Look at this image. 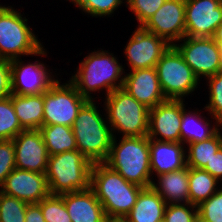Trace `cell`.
Listing matches in <instances>:
<instances>
[{
    "label": "cell",
    "mask_w": 222,
    "mask_h": 222,
    "mask_svg": "<svg viewBox=\"0 0 222 222\" xmlns=\"http://www.w3.org/2000/svg\"><path fill=\"white\" fill-rule=\"evenodd\" d=\"M90 189L102 204L107 219H124L143 188L128 182L105 163H94L91 168Z\"/></svg>",
    "instance_id": "obj_1"
},
{
    "label": "cell",
    "mask_w": 222,
    "mask_h": 222,
    "mask_svg": "<svg viewBox=\"0 0 222 222\" xmlns=\"http://www.w3.org/2000/svg\"><path fill=\"white\" fill-rule=\"evenodd\" d=\"M94 100H87L72 125L78 150L92 163H104L114 134L99 114Z\"/></svg>",
    "instance_id": "obj_2"
},
{
    "label": "cell",
    "mask_w": 222,
    "mask_h": 222,
    "mask_svg": "<svg viewBox=\"0 0 222 222\" xmlns=\"http://www.w3.org/2000/svg\"><path fill=\"white\" fill-rule=\"evenodd\" d=\"M115 139L113 137L104 163L128 182L150 187L153 181L150 179L149 137H122L118 144Z\"/></svg>",
    "instance_id": "obj_3"
},
{
    "label": "cell",
    "mask_w": 222,
    "mask_h": 222,
    "mask_svg": "<svg viewBox=\"0 0 222 222\" xmlns=\"http://www.w3.org/2000/svg\"><path fill=\"white\" fill-rule=\"evenodd\" d=\"M79 65L77 74L69 81L87 100L92 98L90 91L106 88L108 96L112 91L123 87L124 77L121 75L124 69L116 57L107 51L92 52Z\"/></svg>",
    "instance_id": "obj_4"
},
{
    "label": "cell",
    "mask_w": 222,
    "mask_h": 222,
    "mask_svg": "<svg viewBox=\"0 0 222 222\" xmlns=\"http://www.w3.org/2000/svg\"><path fill=\"white\" fill-rule=\"evenodd\" d=\"M92 165L79 150L49 156L45 173L49 193L61 195L89 189Z\"/></svg>",
    "instance_id": "obj_5"
},
{
    "label": "cell",
    "mask_w": 222,
    "mask_h": 222,
    "mask_svg": "<svg viewBox=\"0 0 222 222\" xmlns=\"http://www.w3.org/2000/svg\"><path fill=\"white\" fill-rule=\"evenodd\" d=\"M0 6V59L14 60L21 55H45L46 52L27 19L13 7Z\"/></svg>",
    "instance_id": "obj_6"
},
{
    "label": "cell",
    "mask_w": 222,
    "mask_h": 222,
    "mask_svg": "<svg viewBox=\"0 0 222 222\" xmlns=\"http://www.w3.org/2000/svg\"><path fill=\"white\" fill-rule=\"evenodd\" d=\"M105 99L111 131L122 132V137L148 135L149 108L138 102L123 88L112 91Z\"/></svg>",
    "instance_id": "obj_7"
},
{
    "label": "cell",
    "mask_w": 222,
    "mask_h": 222,
    "mask_svg": "<svg viewBox=\"0 0 222 222\" xmlns=\"http://www.w3.org/2000/svg\"><path fill=\"white\" fill-rule=\"evenodd\" d=\"M155 68L166 99L182 100L183 96L197 88L199 79L173 45L162 55Z\"/></svg>",
    "instance_id": "obj_8"
},
{
    "label": "cell",
    "mask_w": 222,
    "mask_h": 222,
    "mask_svg": "<svg viewBox=\"0 0 222 222\" xmlns=\"http://www.w3.org/2000/svg\"><path fill=\"white\" fill-rule=\"evenodd\" d=\"M86 101L71 82L60 85L56 80L49 90L44 92L43 125L60 124L72 127L78 111Z\"/></svg>",
    "instance_id": "obj_9"
},
{
    "label": "cell",
    "mask_w": 222,
    "mask_h": 222,
    "mask_svg": "<svg viewBox=\"0 0 222 222\" xmlns=\"http://www.w3.org/2000/svg\"><path fill=\"white\" fill-rule=\"evenodd\" d=\"M183 41L180 45L173 43V46L198 79L200 76L208 78L222 71V48L212 37L185 36Z\"/></svg>",
    "instance_id": "obj_10"
},
{
    "label": "cell",
    "mask_w": 222,
    "mask_h": 222,
    "mask_svg": "<svg viewBox=\"0 0 222 222\" xmlns=\"http://www.w3.org/2000/svg\"><path fill=\"white\" fill-rule=\"evenodd\" d=\"M164 38L170 45L185 37V0H166L142 26Z\"/></svg>",
    "instance_id": "obj_11"
},
{
    "label": "cell",
    "mask_w": 222,
    "mask_h": 222,
    "mask_svg": "<svg viewBox=\"0 0 222 222\" xmlns=\"http://www.w3.org/2000/svg\"><path fill=\"white\" fill-rule=\"evenodd\" d=\"M170 46L164 38L138 27L125 46L124 53L133 71L156 67L157 62Z\"/></svg>",
    "instance_id": "obj_12"
},
{
    "label": "cell",
    "mask_w": 222,
    "mask_h": 222,
    "mask_svg": "<svg viewBox=\"0 0 222 222\" xmlns=\"http://www.w3.org/2000/svg\"><path fill=\"white\" fill-rule=\"evenodd\" d=\"M221 23L219 0H185V36L213 37Z\"/></svg>",
    "instance_id": "obj_13"
},
{
    "label": "cell",
    "mask_w": 222,
    "mask_h": 222,
    "mask_svg": "<svg viewBox=\"0 0 222 222\" xmlns=\"http://www.w3.org/2000/svg\"><path fill=\"white\" fill-rule=\"evenodd\" d=\"M12 141L16 168L46 173L49 154L39 129L23 130Z\"/></svg>",
    "instance_id": "obj_14"
},
{
    "label": "cell",
    "mask_w": 222,
    "mask_h": 222,
    "mask_svg": "<svg viewBox=\"0 0 222 222\" xmlns=\"http://www.w3.org/2000/svg\"><path fill=\"white\" fill-rule=\"evenodd\" d=\"M6 195L16 197L27 204L39 203L49 193L45 173L15 168L0 188Z\"/></svg>",
    "instance_id": "obj_15"
},
{
    "label": "cell",
    "mask_w": 222,
    "mask_h": 222,
    "mask_svg": "<svg viewBox=\"0 0 222 222\" xmlns=\"http://www.w3.org/2000/svg\"><path fill=\"white\" fill-rule=\"evenodd\" d=\"M181 120L182 100L167 99L150 109L147 136L158 141L181 142ZM157 135L163 138L158 139Z\"/></svg>",
    "instance_id": "obj_16"
},
{
    "label": "cell",
    "mask_w": 222,
    "mask_h": 222,
    "mask_svg": "<svg viewBox=\"0 0 222 222\" xmlns=\"http://www.w3.org/2000/svg\"><path fill=\"white\" fill-rule=\"evenodd\" d=\"M18 59L11 60L12 93L16 95H39L49 90L57 80L52 79L42 63L22 64Z\"/></svg>",
    "instance_id": "obj_17"
},
{
    "label": "cell",
    "mask_w": 222,
    "mask_h": 222,
    "mask_svg": "<svg viewBox=\"0 0 222 222\" xmlns=\"http://www.w3.org/2000/svg\"><path fill=\"white\" fill-rule=\"evenodd\" d=\"M122 88L149 109L167 100L155 67L131 71L124 76Z\"/></svg>",
    "instance_id": "obj_18"
},
{
    "label": "cell",
    "mask_w": 222,
    "mask_h": 222,
    "mask_svg": "<svg viewBox=\"0 0 222 222\" xmlns=\"http://www.w3.org/2000/svg\"><path fill=\"white\" fill-rule=\"evenodd\" d=\"M61 196L72 222H106L103 206L90 188Z\"/></svg>",
    "instance_id": "obj_19"
},
{
    "label": "cell",
    "mask_w": 222,
    "mask_h": 222,
    "mask_svg": "<svg viewBox=\"0 0 222 222\" xmlns=\"http://www.w3.org/2000/svg\"><path fill=\"white\" fill-rule=\"evenodd\" d=\"M181 142L158 141L149 138L150 169L157 176L180 170L187 166Z\"/></svg>",
    "instance_id": "obj_20"
},
{
    "label": "cell",
    "mask_w": 222,
    "mask_h": 222,
    "mask_svg": "<svg viewBox=\"0 0 222 222\" xmlns=\"http://www.w3.org/2000/svg\"><path fill=\"white\" fill-rule=\"evenodd\" d=\"M159 186L152 183L151 187L162 197L166 204L189 203V167L158 175ZM168 201V202H167Z\"/></svg>",
    "instance_id": "obj_21"
},
{
    "label": "cell",
    "mask_w": 222,
    "mask_h": 222,
    "mask_svg": "<svg viewBox=\"0 0 222 222\" xmlns=\"http://www.w3.org/2000/svg\"><path fill=\"white\" fill-rule=\"evenodd\" d=\"M166 206L165 201L151 186L143 188L124 220L126 222H158L164 218Z\"/></svg>",
    "instance_id": "obj_22"
},
{
    "label": "cell",
    "mask_w": 222,
    "mask_h": 222,
    "mask_svg": "<svg viewBox=\"0 0 222 222\" xmlns=\"http://www.w3.org/2000/svg\"><path fill=\"white\" fill-rule=\"evenodd\" d=\"M18 121L24 130L40 129L44 118V93L10 96Z\"/></svg>",
    "instance_id": "obj_23"
},
{
    "label": "cell",
    "mask_w": 222,
    "mask_h": 222,
    "mask_svg": "<svg viewBox=\"0 0 222 222\" xmlns=\"http://www.w3.org/2000/svg\"><path fill=\"white\" fill-rule=\"evenodd\" d=\"M183 102L184 101L182 99V120H181V125H180V136H181L182 144L184 142L190 144L194 142L207 140L210 137H212L218 130H220L218 127L222 126V124L215 125V127L213 128V126L211 127L209 125L210 123H208V120L207 122H205L204 121L205 119L202 118V116L197 115L198 114L197 112L191 113L189 111L187 113L185 111L186 109L184 107Z\"/></svg>",
    "instance_id": "obj_24"
},
{
    "label": "cell",
    "mask_w": 222,
    "mask_h": 222,
    "mask_svg": "<svg viewBox=\"0 0 222 222\" xmlns=\"http://www.w3.org/2000/svg\"><path fill=\"white\" fill-rule=\"evenodd\" d=\"M39 130L49 156L78 150L72 127L53 124L43 125Z\"/></svg>",
    "instance_id": "obj_25"
},
{
    "label": "cell",
    "mask_w": 222,
    "mask_h": 222,
    "mask_svg": "<svg viewBox=\"0 0 222 222\" xmlns=\"http://www.w3.org/2000/svg\"><path fill=\"white\" fill-rule=\"evenodd\" d=\"M218 180L208 171L189 167V203L199 206L217 191Z\"/></svg>",
    "instance_id": "obj_26"
},
{
    "label": "cell",
    "mask_w": 222,
    "mask_h": 222,
    "mask_svg": "<svg viewBox=\"0 0 222 222\" xmlns=\"http://www.w3.org/2000/svg\"><path fill=\"white\" fill-rule=\"evenodd\" d=\"M186 163L190 168L203 169L213 154L222 147V135L217 131L207 140L188 144Z\"/></svg>",
    "instance_id": "obj_27"
},
{
    "label": "cell",
    "mask_w": 222,
    "mask_h": 222,
    "mask_svg": "<svg viewBox=\"0 0 222 222\" xmlns=\"http://www.w3.org/2000/svg\"><path fill=\"white\" fill-rule=\"evenodd\" d=\"M23 130L14 111L11 97L0 100V140H12Z\"/></svg>",
    "instance_id": "obj_28"
},
{
    "label": "cell",
    "mask_w": 222,
    "mask_h": 222,
    "mask_svg": "<svg viewBox=\"0 0 222 222\" xmlns=\"http://www.w3.org/2000/svg\"><path fill=\"white\" fill-rule=\"evenodd\" d=\"M37 204L45 222H72L61 195L49 194Z\"/></svg>",
    "instance_id": "obj_29"
},
{
    "label": "cell",
    "mask_w": 222,
    "mask_h": 222,
    "mask_svg": "<svg viewBox=\"0 0 222 222\" xmlns=\"http://www.w3.org/2000/svg\"><path fill=\"white\" fill-rule=\"evenodd\" d=\"M27 203L0 191V222H25Z\"/></svg>",
    "instance_id": "obj_30"
},
{
    "label": "cell",
    "mask_w": 222,
    "mask_h": 222,
    "mask_svg": "<svg viewBox=\"0 0 222 222\" xmlns=\"http://www.w3.org/2000/svg\"><path fill=\"white\" fill-rule=\"evenodd\" d=\"M210 97L209 104L205 107L214 116L216 124H222V71L208 77Z\"/></svg>",
    "instance_id": "obj_31"
},
{
    "label": "cell",
    "mask_w": 222,
    "mask_h": 222,
    "mask_svg": "<svg viewBox=\"0 0 222 222\" xmlns=\"http://www.w3.org/2000/svg\"><path fill=\"white\" fill-rule=\"evenodd\" d=\"M86 13L94 16H109L118 6H120L123 0H71Z\"/></svg>",
    "instance_id": "obj_32"
},
{
    "label": "cell",
    "mask_w": 222,
    "mask_h": 222,
    "mask_svg": "<svg viewBox=\"0 0 222 222\" xmlns=\"http://www.w3.org/2000/svg\"><path fill=\"white\" fill-rule=\"evenodd\" d=\"M202 202L198 208V217L205 222H222V189Z\"/></svg>",
    "instance_id": "obj_33"
},
{
    "label": "cell",
    "mask_w": 222,
    "mask_h": 222,
    "mask_svg": "<svg viewBox=\"0 0 222 222\" xmlns=\"http://www.w3.org/2000/svg\"><path fill=\"white\" fill-rule=\"evenodd\" d=\"M197 217L198 208L190 203L167 204L164 214L166 222H194Z\"/></svg>",
    "instance_id": "obj_34"
},
{
    "label": "cell",
    "mask_w": 222,
    "mask_h": 222,
    "mask_svg": "<svg viewBox=\"0 0 222 222\" xmlns=\"http://www.w3.org/2000/svg\"><path fill=\"white\" fill-rule=\"evenodd\" d=\"M129 9L134 12L141 27L166 0H126Z\"/></svg>",
    "instance_id": "obj_35"
},
{
    "label": "cell",
    "mask_w": 222,
    "mask_h": 222,
    "mask_svg": "<svg viewBox=\"0 0 222 222\" xmlns=\"http://www.w3.org/2000/svg\"><path fill=\"white\" fill-rule=\"evenodd\" d=\"M16 168L15 148L12 140H0V187Z\"/></svg>",
    "instance_id": "obj_36"
},
{
    "label": "cell",
    "mask_w": 222,
    "mask_h": 222,
    "mask_svg": "<svg viewBox=\"0 0 222 222\" xmlns=\"http://www.w3.org/2000/svg\"><path fill=\"white\" fill-rule=\"evenodd\" d=\"M12 95L11 61L0 59V100Z\"/></svg>",
    "instance_id": "obj_37"
},
{
    "label": "cell",
    "mask_w": 222,
    "mask_h": 222,
    "mask_svg": "<svg viewBox=\"0 0 222 222\" xmlns=\"http://www.w3.org/2000/svg\"><path fill=\"white\" fill-rule=\"evenodd\" d=\"M203 170L208 171L218 181L222 180V147L213 154L210 162H207Z\"/></svg>",
    "instance_id": "obj_38"
},
{
    "label": "cell",
    "mask_w": 222,
    "mask_h": 222,
    "mask_svg": "<svg viewBox=\"0 0 222 222\" xmlns=\"http://www.w3.org/2000/svg\"><path fill=\"white\" fill-rule=\"evenodd\" d=\"M25 222H45L41 207L37 203L27 205Z\"/></svg>",
    "instance_id": "obj_39"
},
{
    "label": "cell",
    "mask_w": 222,
    "mask_h": 222,
    "mask_svg": "<svg viewBox=\"0 0 222 222\" xmlns=\"http://www.w3.org/2000/svg\"><path fill=\"white\" fill-rule=\"evenodd\" d=\"M212 38L222 48V23L218 26Z\"/></svg>",
    "instance_id": "obj_40"
},
{
    "label": "cell",
    "mask_w": 222,
    "mask_h": 222,
    "mask_svg": "<svg viewBox=\"0 0 222 222\" xmlns=\"http://www.w3.org/2000/svg\"><path fill=\"white\" fill-rule=\"evenodd\" d=\"M106 222H126L124 219H107Z\"/></svg>",
    "instance_id": "obj_41"
},
{
    "label": "cell",
    "mask_w": 222,
    "mask_h": 222,
    "mask_svg": "<svg viewBox=\"0 0 222 222\" xmlns=\"http://www.w3.org/2000/svg\"><path fill=\"white\" fill-rule=\"evenodd\" d=\"M194 222H205V221H203L200 217H197V218L194 220Z\"/></svg>",
    "instance_id": "obj_42"
},
{
    "label": "cell",
    "mask_w": 222,
    "mask_h": 222,
    "mask_svg": "<svg viewBox=\"0 0 222 222\" xmlns=\"http://www.w3.org/2000/svg\"><path fill=\"white\" fill-rule=\"evenodd\" d=\"M158 222H166L164 218H162L161 220H159Z\"/></svg>",
    "instance_id": "obj_43"
}]
</instances>
